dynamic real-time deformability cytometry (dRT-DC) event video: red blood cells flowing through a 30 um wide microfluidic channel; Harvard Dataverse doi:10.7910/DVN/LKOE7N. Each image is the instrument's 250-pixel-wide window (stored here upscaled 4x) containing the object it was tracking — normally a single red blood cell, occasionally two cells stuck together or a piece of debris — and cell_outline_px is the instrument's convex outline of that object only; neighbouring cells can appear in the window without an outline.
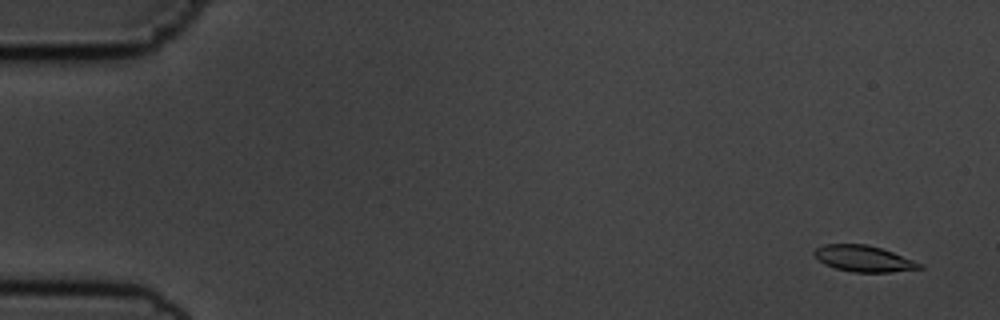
{"species": "common noctule bat (a hibernating species)", "species_latin": "Nyctalus noctula", "temperature_condition": "cold", "stored_images_in_passage": 56, "camera_frame_rate_fps": 3000, "um_per_image_px": 0.085, "animal": {"sex": "male", "body_mass_g": 19.5, "forearm_length_mm": 54.6}, "frame": {"image": 1, "passage_image": 3, "time_ms": 0.667, "image_size_px": [1000, 320], "cell_outline_px": [[924, 268], [892, 272], [852, 272], [836, 268], [824, 264], [812, 252], [816, 248], [824, 244], [868, 244], [892, 252], [924, 264]], "centroid_in_image_um": [73.43, 21.98], "position_along_channel_um": 11.6, "area_um2": 16.01}}
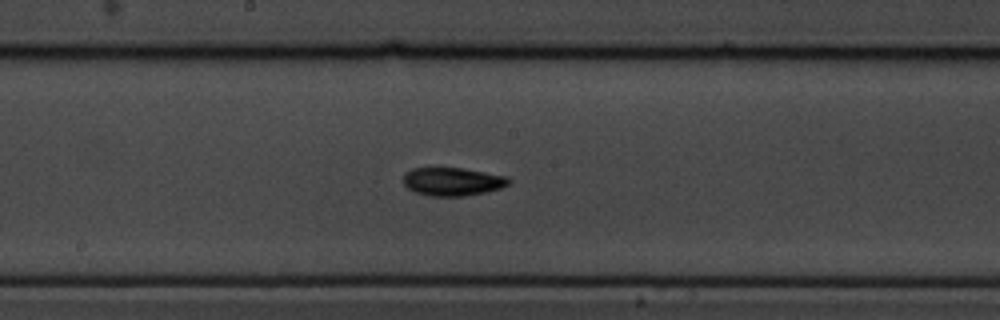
{"frame": {"image": 2, "passage_image": 30, "time_ms": 9.667, "image_size_px": [1000, 320], "cell_outline_px": [[512, 180], [508, 184], [500, 188], [488, 192], [464, 196], [432, 196], [416, 192], [408, 188], [404, 184], [404, 172], [412, 168], [464, 168], [508, 176]], "centroid_in_image_um": [38.5, 15.43], "position_along_channel_um": 209.7, "area_um2": 17.46}}
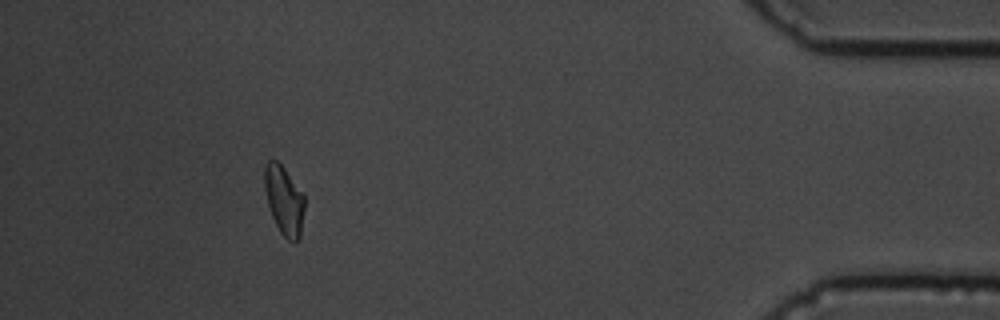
{"frame": {"image": 3, "passage_image": 51, "time_ms": 16.667, "image_size_px": [1000, 320], "cell_outline_px": [[304, 208], [300, 236], [296, 240], [288, 240], [280, 232], [272, 216], [268, 204], [264, 188], [264, 168], [268, 160], [276, 160], [284, 168], [304, 196]], "centroid_in_image_um": [24.13, 17.01], "position_along_channel_um": 411.1, "area_um2": 15.72}, "authors_computed_cell_mechanics": {"area_um2": 16.5597, "velocity_mm_per_s": 3.6383, "shape_relaxation_time_tau1_ms": 2.5469, "shape_relaxation_time_tau2_ms": 4.3947, "deformation_change_tau1": 0.1129, "deformation_change_tau2": 0.0756}}